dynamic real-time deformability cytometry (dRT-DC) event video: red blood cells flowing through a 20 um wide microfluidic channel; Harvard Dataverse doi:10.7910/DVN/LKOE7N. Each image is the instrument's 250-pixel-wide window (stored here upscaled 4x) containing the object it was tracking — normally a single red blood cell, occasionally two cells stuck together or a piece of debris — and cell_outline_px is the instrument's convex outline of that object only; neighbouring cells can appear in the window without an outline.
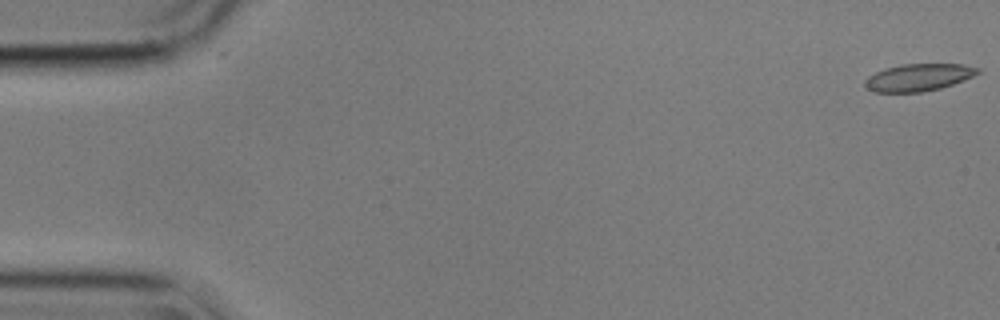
{"species": "common noctule bat (a hibernating species)", "species_latin": "Nyctalus noctula", "temperature_condition": "cold", "stored_images_in_passage": 14, "camera_frame_rate_fps": 3000, "um_per_image_px": 0.085, "animal": {"sex": "male", "body_mass_g": 17.9}, "frame": {"image": 1, "passage_image": 1, "time_ms": 0.0, "image_size_px": [1000, 320], "cell_outline_px": [[980, 72], [972, 76], [952, 84], [940, 88], [924, 92], [872, 92], [864, 88], [864, 80], [868, 76], [884, 68], [900, 64], [964, 64], [980, 68]], "centroid_in_image_um": [78.02, 6.58], "position_along_channel_um": 7.0, "area_um2": 18.03}}
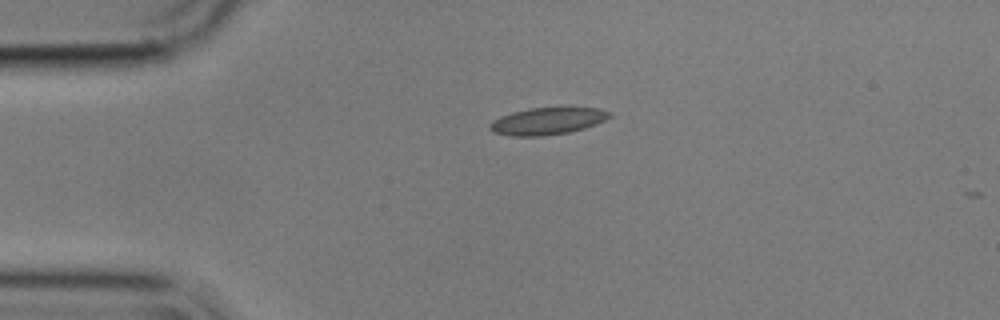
{"frame": {"image": 2, "passage_image": 13, "time_ms": 4.0, "image_size_px": [1000, 320], "cell_outline_px": [[612, 116], [596, 124], [584, 128], [568, 132], [544, 136], [512, 136], [492, 132], [488, 128], [488, 124], [492, 120], [500, 116], [512, 112], [528, 108], [600, 108], [612, 112]], "centroid_in_image_um": [46.5, 10.29], "position_along_channel_um": 38.5, "area_um2": 18.96}}